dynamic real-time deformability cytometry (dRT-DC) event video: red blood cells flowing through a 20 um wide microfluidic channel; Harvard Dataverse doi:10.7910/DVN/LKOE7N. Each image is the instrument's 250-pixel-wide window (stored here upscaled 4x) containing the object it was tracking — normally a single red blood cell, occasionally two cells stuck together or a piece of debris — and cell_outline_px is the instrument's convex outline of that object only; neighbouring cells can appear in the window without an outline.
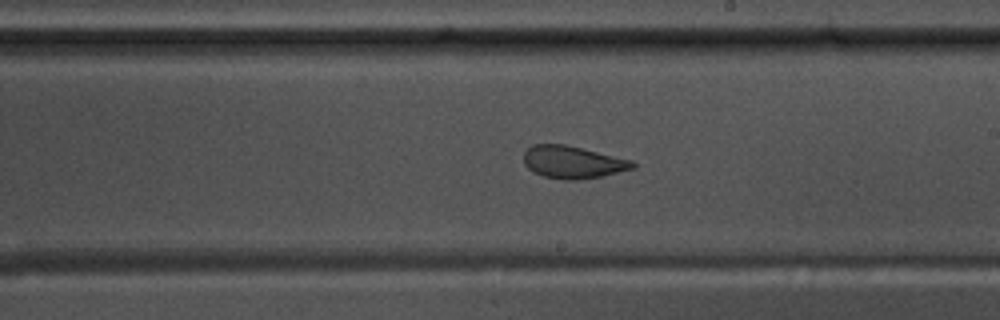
{"species": "common noctule bat (a hibernating species)", "species_latin": "Nyctalus noctula", "temperature_condition": "warm", "stored_images_in_passage": 56, "camera_frame_rate_fps": 3000, "um_per_image_px": 0.085, "animal": {"sex": "male", "body_mass_g": 17.5, "forearm_length_mm": 52.3}, "frame": {"image": 1, "passage_image": 33, "time_ms": 10.667, "image_size_px": [1000, 320], "cell_outline_px": [[636, 168], [600, 176], [576, 180], [564, 180], [544, 176], [532, 172], [524, 164], [524, 152], [532, 144], [564, 144], [632, 160], [636, 164]], "centroid_in_image_um": [48.66, 13.78], "position_along_channel_um": 240.3, "area_um2": 20.52}}
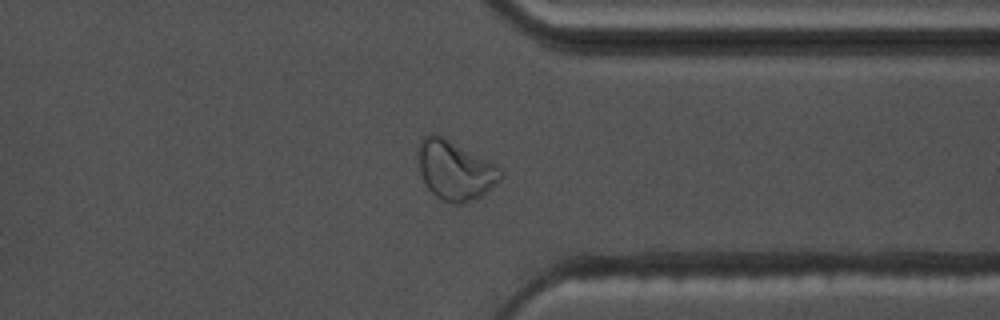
{"frame": {"image": 2, "passage_image": 44, "time_ms": 14.333, "image_size_px": [1000, 320], "cell_outline_px": [[504, 176], [500, 180], [480, 196], [460, 204], [456, 204], [444, 200], [436, 196], [428, 188], [420, 172], [416, 152], [420, 140], [428, 132], [432, 132], [444, 136], [504, 168]], "centroid_in_image_um": [38.68, 14.41], "position_along_channel_um": 372.7, "area_um2": 28.84}}
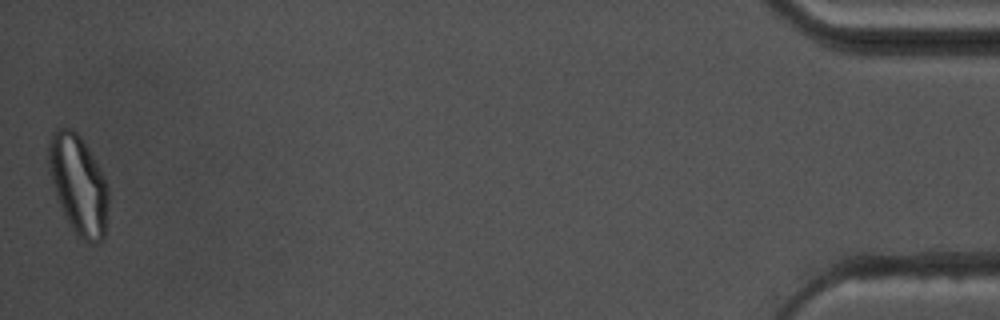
{"frame": {"image": 3, "passage_image": 56, "time_ms": 18.333, "image_size_px": [1000, 320], "cell_outline_px": [[108, 200], [104, 240], [100, 244], [88, 244], [72, 228], [64, 216], [56, 200], [48, 160], [48, 144], [52, 132], [56, 128], [72, 128], [80, 136], [96, 164], [108, 188]], "centroid_in_image_um": [6.65, 15.74], "position_along_channel_um": 428.6, "area_um2": 34.28}, "authors_computed_cell_mechanics": {"area_um2": 25.8944, "velocity_mm_per_s": 3.6657, "shape_relaxation_time_tau1_ms": null, "shape_relaxation_time_tau2_ms": 1.3681, "deformation_change_tau1": null, "deformation_change_tau2": 0.0663}}